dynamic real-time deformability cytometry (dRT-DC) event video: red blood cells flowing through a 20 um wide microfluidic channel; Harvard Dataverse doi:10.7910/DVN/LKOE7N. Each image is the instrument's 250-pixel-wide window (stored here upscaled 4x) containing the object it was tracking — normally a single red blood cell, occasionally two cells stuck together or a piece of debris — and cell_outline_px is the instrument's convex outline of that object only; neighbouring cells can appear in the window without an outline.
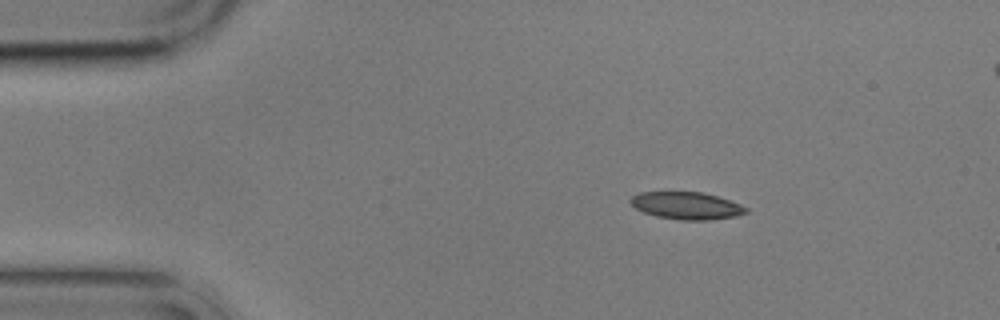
{"species": "common noctule bat (a hibernating species)", "species_latin": "Nyctalus noctula", "temperature_condition": "cold", "stored_images_in_passage": 4, "camera_frame_rate_fps": 3000, "um_per_image_px": 0.085, "animal": {"sex": "male", "body_mass_g": 17.9}, "frame": {"image": 1, "passage_image": 1, "time_ms": 0.0, "image_size_px": [1000, 320], "cell_outline_px": [[748, 212], [736, 216], [708, 220], [680, 220], [656, 216], [644, 212], [636, 208], [628, 200], [632, 196], [640, 192], [704, 192], [740, 204], [748, 208]], "centroid_in_image_um": [58.35, 17.48], "position_along_channel_um": 26.6, "area_um2": 18.32}}